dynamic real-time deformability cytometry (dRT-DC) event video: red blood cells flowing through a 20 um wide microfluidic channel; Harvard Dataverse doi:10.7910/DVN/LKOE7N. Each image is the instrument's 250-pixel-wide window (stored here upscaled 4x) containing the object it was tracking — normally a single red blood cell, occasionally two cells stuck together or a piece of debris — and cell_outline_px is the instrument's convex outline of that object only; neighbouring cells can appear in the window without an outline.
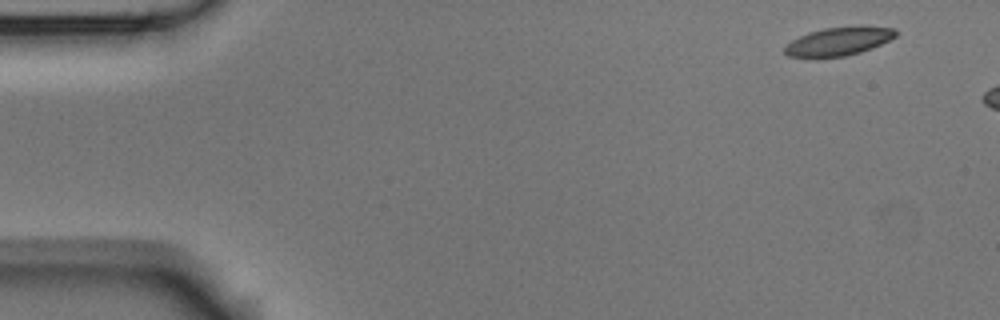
{"species": "Egyptian fruit bat (a non-hibernating species)", "species_latin": "Rousettus aegyptiacus", "temperature_condition": "room temperature", "stored_images_in_passage": 8, "camera_frame_rate_fps": 3000, "um_per_image_px": 0.085, "animal": {"sex": "male"}, "frame": {"image": 1, "passage_image": 1, "time_ms": 0.0, "image_size_px": [1000, 320], "cell_outline_px": [[896, 36], [880, 44], [860, 52], [844, 56], [816, 60], [788, 56], [784, 52], [784, 48], [792, 40], [808, 32], [824, 28], [860, 24], [896, 28]], "centroid_in_image_um": [71.25, 3.52], "position_along_channel_um": 13.7, "area_um2": 19.13}}